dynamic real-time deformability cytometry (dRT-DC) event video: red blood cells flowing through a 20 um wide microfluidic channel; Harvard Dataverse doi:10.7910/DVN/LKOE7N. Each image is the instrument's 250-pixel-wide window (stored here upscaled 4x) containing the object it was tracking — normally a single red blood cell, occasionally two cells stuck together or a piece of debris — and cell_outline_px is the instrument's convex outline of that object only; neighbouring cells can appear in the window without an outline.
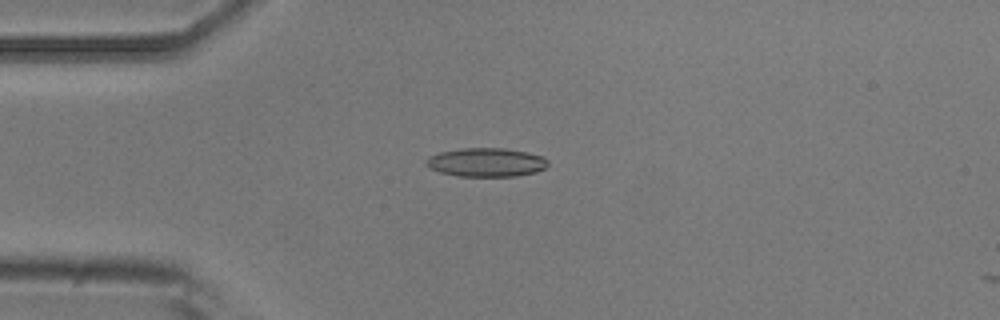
{"species": "common noctule bat (a hibernating species)", "species_latin": "Nyctalus noctula", "temperature_condition": "room temperature", "stored_images_in_passage": 14, "camera_frame_rate_fps": 3000, "um_per_image_px": 0.085, "animal": {"sex": "male", "body_mass_g": 20.5, "forearm_length_mm": 52.5}, "frame": {"image": 1, "passage_image": 11, "time_ms": 3.333, "image_size_px": [1000, 320], "cell_outline_px": [[548, 164], [544, 168], [536, 172], [516, 176], [456, 176], [440, 172], [428, 168], [424, 164], [424, 160], [428, 156], [440, 152], [460, 148], [504, 148], [528, 152], [544, 156], [548, 160]], "centroid_in_image_um": [41.3, 13.79], "position_along_channel_um": 43.7, "area_um2": 20.69}}